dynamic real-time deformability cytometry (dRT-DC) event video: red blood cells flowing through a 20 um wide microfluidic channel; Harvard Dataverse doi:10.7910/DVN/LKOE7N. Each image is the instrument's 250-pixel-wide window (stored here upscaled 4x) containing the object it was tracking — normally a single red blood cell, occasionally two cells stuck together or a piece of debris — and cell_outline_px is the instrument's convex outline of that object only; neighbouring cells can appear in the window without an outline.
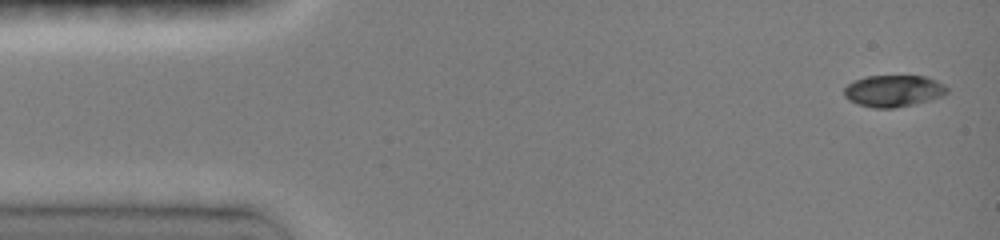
{"species": "common noctule bat (a hibernating species)", "species_latin": "Nyctalus noctula", "temperature_condition": "room temperature", "stored_images_in_passage": 5, "camera_frame_rate_fps": 3000, "um_per_image_px": 0.085, "animal": {"sex": "female", "body_mass_g": 19.0, "forearm_length_mm": 51.5}, "frame": {"image": 1, "passage_image": 1, "time_ms": 0.0, "image_size_px": [1000, 240], "cell_outline_px": [[948, 92], [944, 96], [932, 100], [892, 108], [872, 108], [848, 100], [844, 96], [844, 88], [848, 84], [856, 80], [868, 76], [928, 76], [944, 84], [948, 88]], "centroid_in_image_um": [75.99, 7.72], "position_along_channel_um": 9.0, "area_um2": 19.07}}
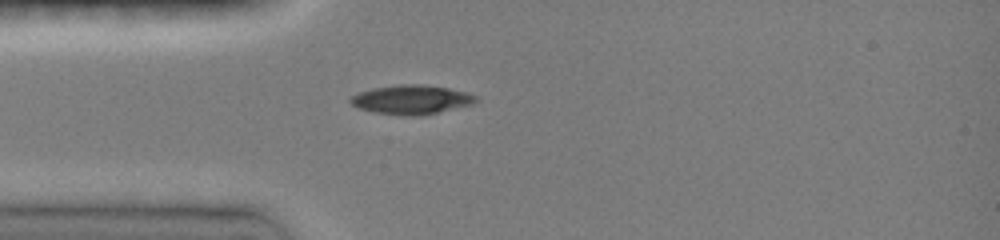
{"frame": {"image": 2, "passage_image": 5, "time_ms": 3.667, "image_size_px": [1000, 240], "cell_outline_px": [[476, 100], [472, 104], [420, 116], [400, 116], [376, 112], [360, 108], [352, 104], [348, 100], [352, 96], [360, 92], [372, 88], [400, 84], [420, 84], [448, 88], [464, 92], [476, 96]], "centroid_in_image_um": [34.94, 8.47], "position_along_channel_um": 50.1, "area_um2": 21.04}}